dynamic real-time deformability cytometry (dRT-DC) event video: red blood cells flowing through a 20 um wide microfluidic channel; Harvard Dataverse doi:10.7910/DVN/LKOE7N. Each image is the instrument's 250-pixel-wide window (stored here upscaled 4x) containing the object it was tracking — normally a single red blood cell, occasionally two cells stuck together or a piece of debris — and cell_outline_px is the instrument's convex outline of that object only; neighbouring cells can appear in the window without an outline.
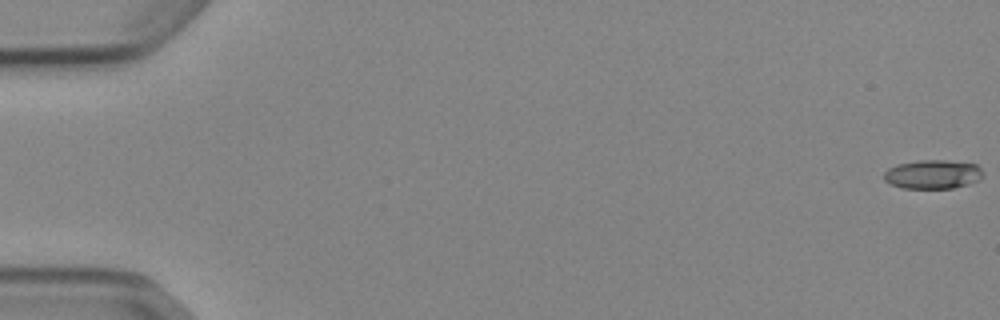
{"species": "Egyptian fruit bat (a non-hibernating species)", "species_latin": "Rousettus aegyptiacus", "temperature_condition": "cold", "stored_images_in_passage": 49, "camera_frame_rate_fps": 3000, "um_per_image_px": 0.085, "animal": {"sex": "female"}, "frame": {"image": 1, "passage_image": 1, "time_ms": 0.0, "image_size_px": [1000, 320], "cell_outline_px": [[984, 172], [980, 180], [968, 184], [952, 188], [904, 188], [888, 184], [884, 180], [884, 172], [888, 168], [896, 164], [920, 160], [944, 160], [976, 164]], "centroid_in_image_um": [79.27, 14.82], "position_along_channel_um": 5.7, "area_um2": 16.82}}
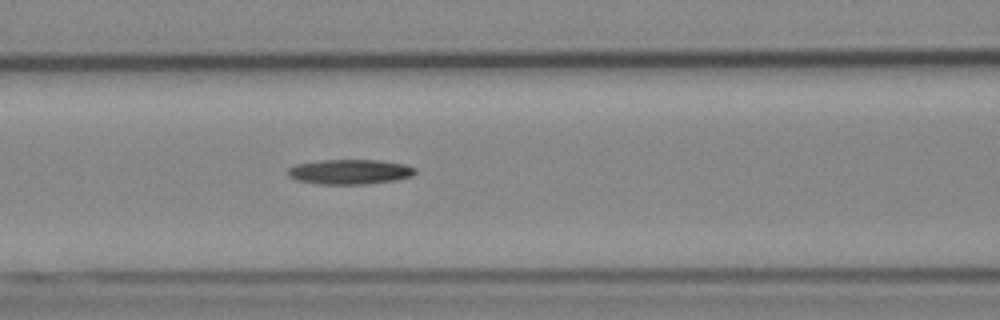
{"frame": {"image": 2, "passage_image": 24, "time_ms": 7.667, "image_size_px": [1000, 320], "cell_outline_px": [[416, 172], [412, 176], [396, 180], [364, 184], [316, 184], [296, 180], [288, 176], [288, 168], [296, 164], [320, 160], [376, 160], [404, 164], [416, 168]], "centroid_in_image_um": [29.71, 14.6], "position_along_channel_um": 136.9, "area_um2": 18.5}}
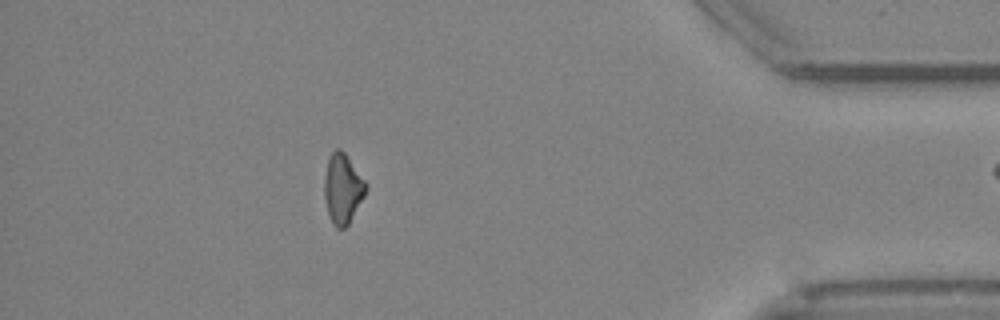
{"frame": {"image": 3, "passage_image": 48, "time_ms": 15.667, "image_size_px": [1000, 320], "cell_outline_px": [[368, 188], [364, 196], [348, 224], [344, 228], [336, 228], [332, 224], [328, 212], [324, 196], [324, 176], [328, 156], [336, 148], [340, 148], [344, 152], [368, 184]], "centroid_in_image_um": [29.12, 16.01], "position_along_channel_um": 406.1, "area_um2": 16.94}}